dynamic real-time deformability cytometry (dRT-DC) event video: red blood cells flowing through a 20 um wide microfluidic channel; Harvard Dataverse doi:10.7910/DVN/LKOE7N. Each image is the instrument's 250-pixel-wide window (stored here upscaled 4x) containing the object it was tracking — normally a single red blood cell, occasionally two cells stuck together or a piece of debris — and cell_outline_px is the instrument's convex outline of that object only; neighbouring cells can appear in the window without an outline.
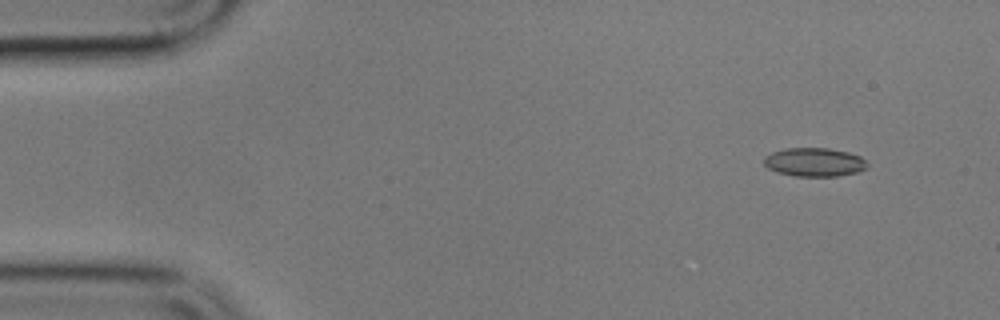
{"species": "common noctule bat (a hibernating species)", "species_latin": "Nyctalus noctula", "temperature_condition": "cold", "stored_images_in_passage": 5, "camera_frame_rate_fps": 3000, "um_per_image_px": 0.085, "animal": {"sex": "male", "body_mass_g": 17.9}, "frame": {"image": 1, "passage_image": 2, "time_ms": 1.333, "image_size_px": [1000, 320], "cell_outline_px": [[868, 168], [856, 172], [836, 176], [796, 176], [776, 172], [768, 168], [764, 164], [764, 156], [772, 152], [784, 148], [828, 148], [848, 152], [860, 156], [868, 164]], "centroid_in_image_um": [69.2, 13.78], "position_along_channel_um": 15.8, "area_um2": 17.28}}